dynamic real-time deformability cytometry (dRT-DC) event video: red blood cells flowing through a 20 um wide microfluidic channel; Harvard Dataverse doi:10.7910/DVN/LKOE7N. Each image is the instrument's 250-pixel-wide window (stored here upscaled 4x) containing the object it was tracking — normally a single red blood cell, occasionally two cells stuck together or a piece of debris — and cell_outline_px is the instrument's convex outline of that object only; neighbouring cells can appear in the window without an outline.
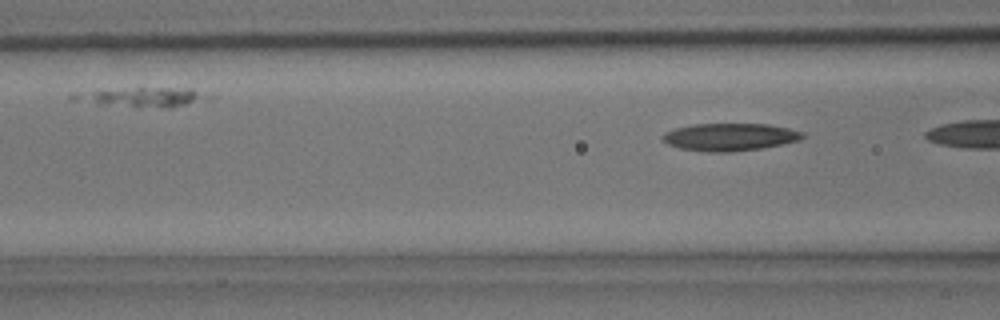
{"species": "common noctule bat (a hibernating species)", "species_latin": "Nyctalus noctula", "temperature_condition": "room temperature", "stored_images_in_passage": 3, "camera_frame_rate_fps": 3000, "um_per_image_px": 0.085, "animal": {"sex": "male", "body_mass_g": 15.6}, "frame": {"image": 1, "passage_image": 3, "time_ms": 0.667, "image_size_px": [1000, 320], "cell_outline_px": [[804, 136], [800, 140], [760, 148], [728, 152], [712, 152], [680, 148], [668, 144], [660, 136], [664, 132], [676, 128], [692, 124], [768, 124], [788, 128], [804, 132]], "centroid_in_image_um": [62.02, 11.63], "position_along_channel_um": 104.6, "area_um2": 22.25}}